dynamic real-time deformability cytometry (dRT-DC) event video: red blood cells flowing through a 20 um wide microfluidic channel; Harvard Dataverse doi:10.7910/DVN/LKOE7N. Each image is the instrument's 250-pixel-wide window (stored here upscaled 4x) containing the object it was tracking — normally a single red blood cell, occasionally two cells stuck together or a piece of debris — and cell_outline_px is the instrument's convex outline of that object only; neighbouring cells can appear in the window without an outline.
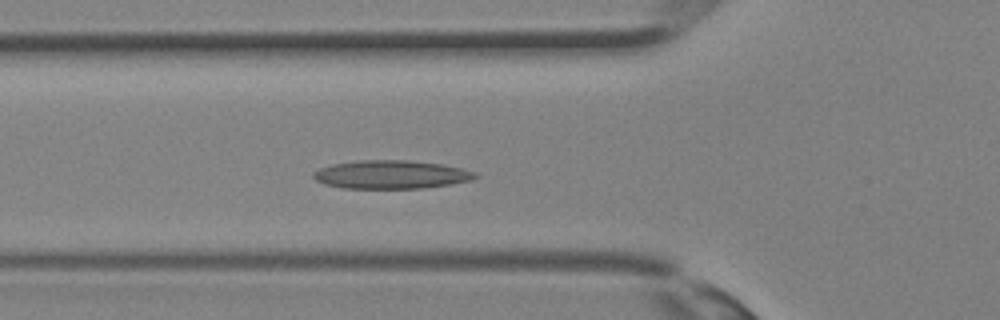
{"species": "Egyptian fruit bat (a non-hibernating species)", "species_latin": "Rousettus aegyptiacus", "temperature_condition": "room temperature", "stored_images_in_passage": 27, "camera_frame_rate_fps": 3000, "um_per_image_px": 0.085, "animal": {"sex": "female"}, "frame": {"image": 1, "passage_image": 4, "time_ms": 1.0, "image_size_px": [1000, 320], "cell_outline_px": [[480, 176], [472, 180], [424, 188], [340, 188], [324, 184], [316, 180], [312, 176], [312, 172], [320, 168], [332, 164], [360, 160], [408, 160], [440, 164], [460, 168], [476, 172]], "centroid_in_image_um": [33.22, 14.84], "position_along_channel_um": 92.6, "area_um2": 26.76}}
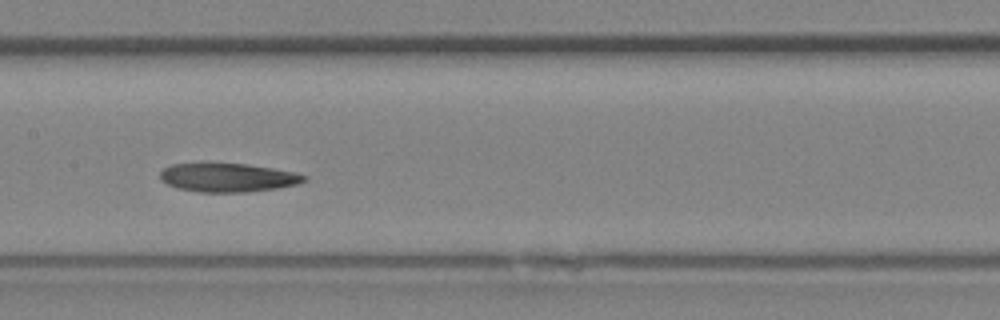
{"frame": {"image": 2, "passage_image": 9, "time_ms": 2.667, "image_size_px": [1000, 320], "cell_outline_px": [[308, 180], [296, 184], [276, 188], [244, 192], [200, 192], [180, 188], [168, 184], [160, 180], [160, 172], [164, 168], [172, 164], [248, 164], [296, 172], [308, 176]], "centroid_in_image_um": [19.4, 15.09], "position_along_channel_um": 188.0, "area_um2": 23.81}}
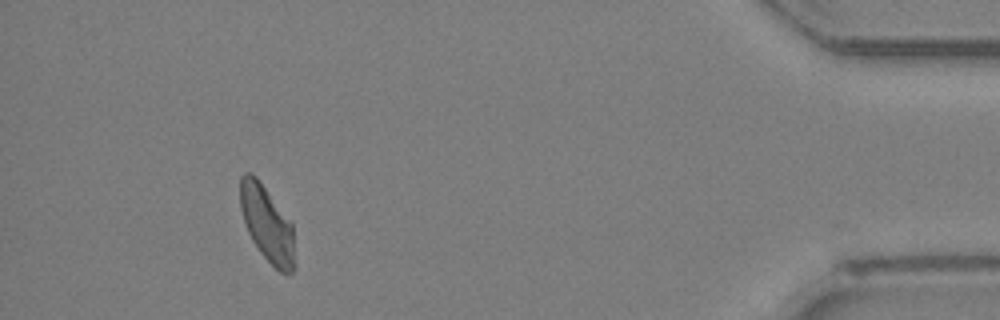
{"frame": {"image": 3, "passage_image": 24, "time_ms": 7.667, "image_size_px": [1000, 320], "cell_outline_px": [[296, 268], [288, 276], [280, 272], [260, 252], [252, 240], [248, 232], [240, 208], [240, 176], [244, 172], [252, 172], [256, 176], [292, 220], [296, 264]], "centroid_in_image_um": [22.74, 19.03], "position_along_channel_um": 412.5, "area_um2": 24.68}}